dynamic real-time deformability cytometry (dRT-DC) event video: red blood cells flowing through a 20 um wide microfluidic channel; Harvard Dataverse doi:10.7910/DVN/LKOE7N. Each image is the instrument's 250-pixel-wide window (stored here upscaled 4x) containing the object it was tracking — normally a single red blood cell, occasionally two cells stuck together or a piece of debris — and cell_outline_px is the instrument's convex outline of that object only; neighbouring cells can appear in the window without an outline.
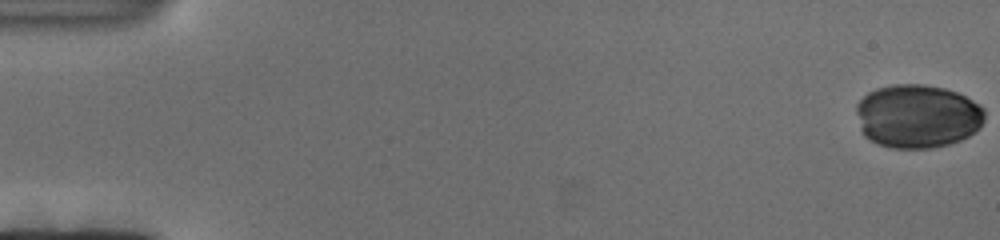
{"species": "human", "species_latin": "Homo sapiens", "temperature_condition": "cold", "stored_images_in_passage": 115, "camera_frame_rate_fps": 3000, "um_per_image_px": 0.085, "donor": {"sex": "female"}, "frame": {"image": 1, "passage_image": 1, "time_ms": 0.0, "image_size_px": [1000, 240], "cell_outline_px": [[984, 120], [980, 128], [968, 136], [960, 140], [948, 144], [932, 148], [888, 148], [876, 144], [864, 136], [860, 128], [856, 112], [856, 104], [868, 92], [876, 88], [892, 84], [924, 84], [944, 88], [956, 92], [980, 104], [984, 108]], "centroid_in_image_um": [77.97, 9.88], "position_along_channel_um": 7.0, "area_um2": 47.97}}
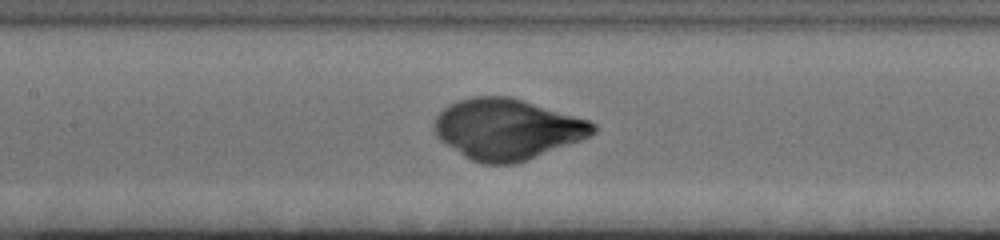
{"frame": {"image": 2, "passage_image": 65, "time_ms": 21.333, "image_size_px": [1000, 240], "cell_outline_px": [[596, 132], [580, 140], [528, 160], [516, 164], [484, 164], [472, 160], [464, 156], [440, 140], [436, 136], [432, 128], [436, 116], [448, 104], [472, 96], [508, 96], [588, 120], [596, 124]], "centroid_in_image_um": [43.06, 10.98], "position_along_channel_um": 164.3, "area_um2": 55.83}}
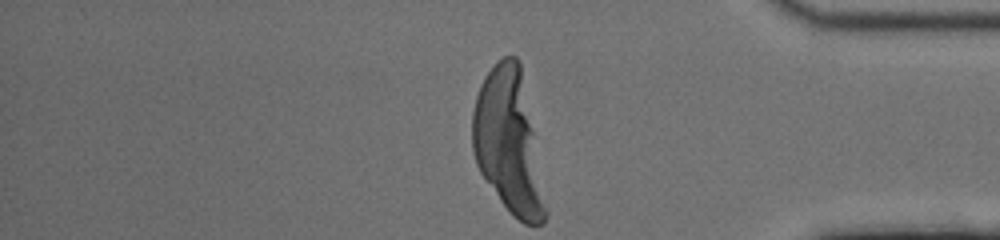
{"frame": {"image": 3, "passage_image": 115, "time_ms": 38.0, "image_size_px": [1000, 240], "cell_outline_px": [[548, 212], [544, 224], [524, 224], [500, 200], [480, 172], [476, 164], [472, 152], [472, 112], [476, 96], [480, 84], [484, 76], [496, 60], [504, 56], [516, 56], [520, 64]], "centroid_in_image_um": [43.2, 12.06], "position_along_channel_um": 392.0, "area_um2": 60.05}}